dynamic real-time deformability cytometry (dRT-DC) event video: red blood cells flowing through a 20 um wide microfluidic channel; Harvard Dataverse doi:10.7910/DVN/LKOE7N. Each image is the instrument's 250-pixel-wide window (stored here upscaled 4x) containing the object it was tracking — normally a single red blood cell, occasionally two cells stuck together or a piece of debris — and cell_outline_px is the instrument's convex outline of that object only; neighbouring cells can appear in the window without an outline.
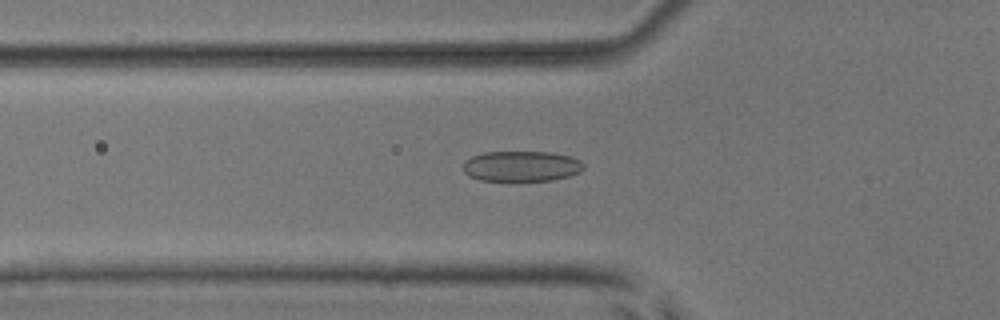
{"species": "common noctule bat (a hibernating species)", "species_latin": "Nyctalus noctula", "temperature_condition": "room temperature", "stored_images_in_passage": 51, "camera_frame_rate_fps": 3000, "um_per_image_px": 0.085, "animal": {"sex": "male", "body_mass_g": 17.9, "forearm_length_mm": 54.2}, "frame": {"image": 1, "passage_image": 17, "time_ms": 5.333, "image_size_px": [1000, 320], "cell_outline_px": [[584, 168], [580, 172], [568, 176], [552, 180], [480, 180], [468, 176], [464, 172], [464, 160], [472, 156], [484, 152], [548, 152], [572, 156], [580, 160], [584, 164]], "centroid_in_image_um": [44.33, 14.12], "position_along_channel_um": 81.5, "area_um2": 21.39}}
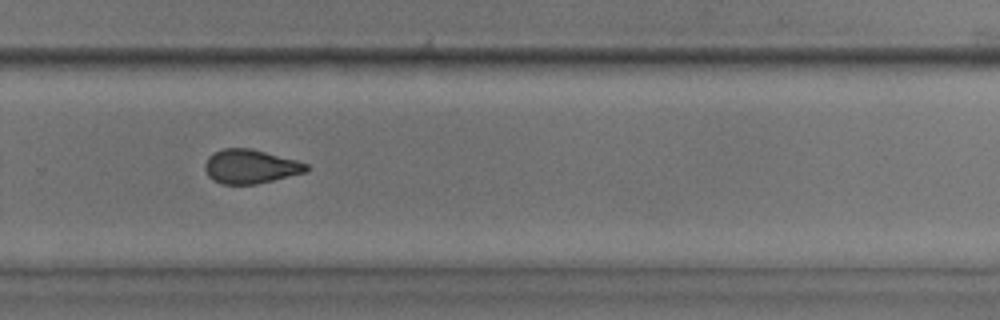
{"frame": {"image": 2, "passage_image": 34, "time_ms": 11.0, "image_size_px": [1000, 320], "cell_outline_px": [[308, 172], [256, 184], [220, 184], [212, 180], [208, 176], [204, 168], [204, 164], [208, 156], [212, 152], [224, 148], [252, 148], [296, 160], [308, 164]], "centroid_in_image_um": [21.26, 14.15], "position_along_channel_um": 308.5, "area_um2": 20.35}}
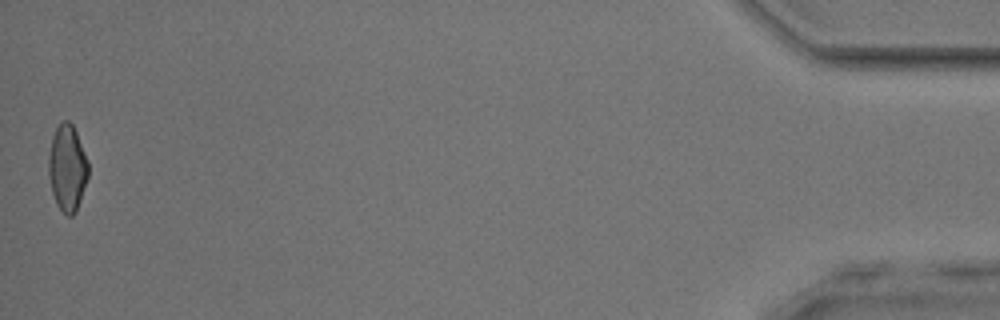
{"frame": {"image": 3, "passage_image": 50, "time_ms": 16.333, "image_size_px": [1000, 320], "cell_outline_px": [[88, 176], [76, 212], [72, 216], [68, 216], [56, 204], [52, 192], [48, 176], [48, 156], [52, 136], [56, 128], [64, 120], [68, 120], [72, 124], [76, 132], [88, 160]], "centroid_in_image_um": [5.71, 14.27], "position_along_channel_um": 429.5, "area_um2": 19.94}}